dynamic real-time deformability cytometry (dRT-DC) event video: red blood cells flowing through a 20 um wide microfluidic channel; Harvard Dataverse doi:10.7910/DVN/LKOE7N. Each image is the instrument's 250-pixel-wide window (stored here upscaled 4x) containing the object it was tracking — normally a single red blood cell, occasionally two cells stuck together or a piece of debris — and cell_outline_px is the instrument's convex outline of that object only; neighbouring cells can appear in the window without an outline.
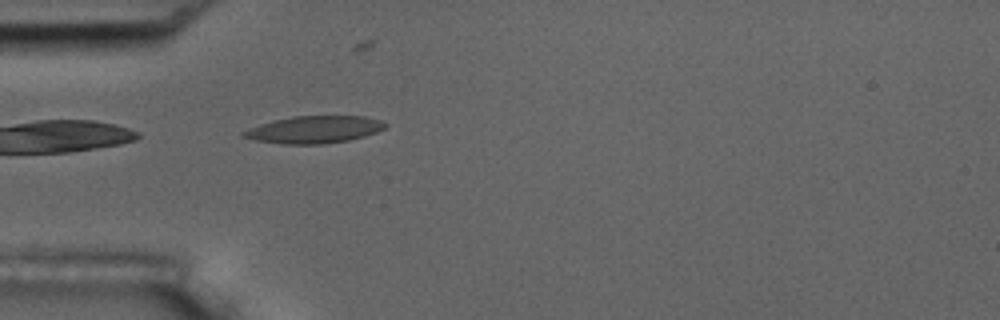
{"species": "common noctule bat (a hibernating species)", "species_latin": "Nyctalus noctula", "temperature_condition": "room temperature", "stored_images_in_passage": 5, "camera_frame_rate_fps": 3000, "um_per_image_px": 0.085, "animal": {"sex": "male", "body_mass_g": 17.5, "forearm_length_mm": 52.3}, "frame": {"image": 1, "passage_image": 5, "time_ms": 4.667, "image_size_px": [1000, 320], "cell_outline_px": [[388, 124], [384, 128], [376, 132], [364, 136], [348, 140], [324, 144], [284, 144], [256, 140], [240, 136], [240, 132], [272, 120], [292, 116], [364, 116], [380, 120]], "centroid_in_image_um": [26.69, 11.01], "position_along_channel_um": 58.3, "area_um2": 22.43}}